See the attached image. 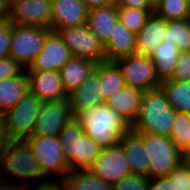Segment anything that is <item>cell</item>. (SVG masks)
<instances>
[{"label":"cell","mask_w":190,"mask_h":190,"mask_svg":"<svg viewBox=\"0 0 190 190\" xmlns=\"http://www.w3.org/2000/svg\"><path fill=\"white\" fill-rule=\"evenodd\" d=\"M76 118L85 134L102 148L119 144L121 137L132 131V125L128 120L114 112L106 102L80 112Z\"/></svg>","instance_id":"6da1fadb"},{"label":"cell","mask_w":190,"mask_h":190,"mask_svg":"<svg viewBox=\"0 0 190 190\" xmlns=\"http://www.w3.org/2000/svg\"><path fill=\"white\" fill-rule=\"evenodd\" d=\"M176 111L161 87L143 93L140 109L132 124L135 133L171 135Z\"/></svg>","instance_id":"7a4b0ae2"},{"label":"cell","mask_w":190,"mask_h":190,"mask_svg":"<svg viewBox=\"0 0 190 190\" xmlns=\"http://www.w3.org/2000/svg\"><path fill=\"white\" fill-rule=\"evenodd\" d=\"M58 137L70 171L89 169L101 153L102 147L85 134L74 116L60 130Z\"/></svg>","instance_id":"3957f363"},{"label":"cell","mask_w":190,"mask_h":190,"mask_svg":"<svg viewBox=\"0 0 190 190\" xmlns=\"http://www.w3.org/2000/svg\"><path fill=\"white\" fill-rule=\"evenodd\" d=\"M143 148L149 163V179L169 176L183 161V152L169 136L143 133Z\"/></svg>","instance_id":"277c9868"},{"label":"cell","mask_w":190,"mask_h":190,"mask_svg":"<svg viewBox=\"0 0 190 190\" xmlns=\"http://www.w3.org/2000/svg\"><path fill=\"white\" fill-rule=\"evenodd\" d=\"M1 162L8 179L11 177L18 178L17 180L23 181L25 186L47 179L25 139H17L6 150Z\"/></svg>","instance_id":"5b68a950"},{"label":"cell","mask_w":190,"mask_h":190,"mask_svg":"<svg viewBox=\"0 0 190 190\" xmlns=\"http://www.w3.org/2000/svg\"><path fill=\"white\" fill-rule=\"evenodd\" d=\"M47 179H64L70 171L58 136H30L25 139Z\"/></svg>","instance_id":"8992f818"},{"label":"cell","mask_w":190,"mask_h":190,"mask_svg":"<svg viewBox=\"0 0 190 190\" xmlns=\"http://www.w3.org/2000/svg\"><path fill=\"white\" fill-rule=\"evenodd\" d=\"M51 30L31 26L13 25L10 56L25 70L42 50L45 37Z\"/></svg>","instance_id":"52a82bcc"},{"label":"cell","mask_w":190,"mask_h":190,"mask_svg":"<svg viewBox=\"0 0 190 190\" xmlns=\"http://www.w3.org/2000/svg\"><path fill=\"white\" fill-rule=\"evenodd\" d=\"M122 72L126 86L140 89L143 92L159 88L155 63L146 55L134 53L115 61Z\"/></svg>","instance_id":"ba28073f"},{"label":"cell","mask_w":190,"mask_h":190,"mask_svg":"<svg viewBox=\"0 0 190 190\" xmlns=\"http://www.w3.org/2000/svg\"><path fill=\"white\" fill-rule=\"evenodd\" d=\"M71 51L73 57L86 58L97 64L105 60L104 45L88 25L68 27L56 31Z\"/></svg>","instance_id":"9c48e42d"},{"label":"cell","mask_w":190,"mask_h":190,"mask_svg":"<svg viewBox=\"0 0 190 190\" xmlns=\"http://www.w3.org/2000/svg\"><path fill=\"white\" fill-rule=\"evenodd\" d=\"M42 104L41 99L28 92L14 107L3 113L10 133L16 139L22 140L32 135Z\"/></svg>","instance_id":"30bf717a"},{"label":"cell","mask_w":190,"mask_h":190,"mask_svg":"<svg viewBox=\"0 0 190 190\" xmlns=\"http://www.w3.org/2000/svg\"><path fill=\"white\" fill-rule=\"evenodd\" d=\"M13 25L46 28L52 31L51 0H19L10 6L8 19Z\"/></svg>","instance_id":"8fae6325"},{"label":"cell","mask_w":190,"mask_h":190,"mask_svg":"<svg viewBox=\"0 0 190 190\" xmlns=\"http://www.w3.org/2000/svg\"><path fill=\"white\" fill-rule=\"evenodd\" d=\"M89 171L112 185L132 174L120 143L112 147L102 148L100 155L89 168Z\"/></svg>","instance_id":"7c38bea8"},{"label":"cell","mask_w":190,"mask_h":190,"mask_svg":"<svg viewBox=\"0 0 190 190\" xmlns=\"http://www.w3.org/2000/svg\"><path fill=\"white\" fill-rule=\"evenodd\" d=\"M72 117L67 99L45 101L36 118L31 136H58L60 130Z\"/></svg>","instance_id":"4fadbf2b"},{"label":"cell","mask_w":190,"mask_h":190,"mask_svg":"<svg viewBox=\"0 0 190 190\" xmlns=\"http://www.w3.org/2000/svg\"><path fill=\"white\" fill-rule=\"evenodd\" d=\"M72 57L60 35L50 31L45 37L42 50L26 72L59 71Z\"/></svg>","instance_id":"5bb4252c"},{"label":"cell","mask_w":190,"mask_h":190,"mask_svg":"<svg viewBox=\"0 0 190 190\" xmlns=\"http://www.w3.org/2000/svg\"><path fill=\"white\" fill-rule=\"evenodd\" d=\"M52 31L86 25L89 8L82 0H51Z\"/></svg>","instance_id":"9a60e30c"},{"label":"cell","mask_w":190,"mask_h":190,"mask_svg":"<svg viewBox=\"0 0 190 190\" xmlns=\"http://www.w3.org/2000/svg\"><path fill=\"white\" fill-rule=\"evenodd\" d=\"M29 92L43 102L66 99L59 71L27 72Z\"/></svg>","instance_id":"2e32d148"},{"label":"cell","mask_w":190,"mask_h":190,"mask_svg":"<svg viewBox=\"0 0 190 190\" xmlns=\"http://www.w3.org/2000/svg\"><path fill=\"white\" fill-rule=\"evenodd\" d=\"M66 99L74 117L103 103L98 74L92 72L77 89L67 94Z\"/></svg>","instance_id":"e0dca14e"},{"label":"cell","mask_w":190,"mask_h":190,"mask_svg":"<svg viewBox=\"0 0 190 190\" xmlns=\"http://www.w3.org/2000/svg\"><path fill=\"white\" fill-rule=\"evenodd\" d=\"M105 60L115 62L136 53V34L129 31L118 19L113 25L112 34L104 45Z\"/></svg>","instance_id":"ac0fdd59"},{"label":"cell","mask_w":190,"mask_h":190,"mask_svg":"<svg viewBox=\"0 0 190 190\" xmlns=\"http://www.w3.org/2000/svg\"><path fill=\"white\" fill-rule=\"evenodd\" d=\"M167 21L154 12L146 24L136 34V53L150 56L153 50L164 41Z\"/></svg>","instance_id":"d6986e66"},{"label":"cell","mask_w":190,"mask_h":190,"mask_svg":"<svg viewBox=\"0 0 190 190\" xmlns=\"http://www.w3.org/2000/svg\"><path fill=\"white\" fill-rule=\"evenodd\" d=\"M120 144L125 152L132 174L148 177L149 163L143 148V133L133 131L121 137Z\"/></svg>","instance_id":"ffe728a7"},{"label":"cell","mask_w":190,"mask_h":190,"mask_svg":"<svg viewBox=\"0 0 190 190\" xmlns=\"http://www.w3.org/2000/svg\"><path fill=\"white\" fill-rule=\"evenodd\" d=\"M97 63L72 57L60 70V77L66 95L77 89L94 72Z\"/></svg>","instance_id":"44dd1931"},{"label":"cell","mask_w":190,"mask_h":190,"mask_svg":"<svg viewBox=\"0 0 190 190\" xmlns=\"http://www.w3.org/2000/svg\"><path fill=\"white\" fill-rule=\"evenodd\" d=\"M143 93L140 89L125 86L112 95L106 103L132 125L137 118Z\"/></svg>","instance_id":"7402d4cb"},{"label":"cell","mask_w":190,"mask_h":190,"mask_svg":"<svg viewBox=\"0 0 190 190\" xmlns=\"http://www.w3.org/2000/svg\"><path fill=\"white\" fill-rule=\"evenodd\" d=\"M118 20L117 4L89 9L87 25L99 41L105 45Z\"/></svg>","instance_id":"603a6c76"},{"label":"cell","mask_w":190,"mask_h":190,"mask_svg":"<svg viewBox=\"0 0 190 190\" xmlns=\"http://www.w3.org/2000/svg\"><path fill=\"white\" fill-rule=\"evenodd\" d=\"M179 53L175 44L163 41L149 56L155 63L156 76L160 83L173 79Z\"/></svg>","instance_id":"cb8c5ba5"},{"label":"cell","mask_w":190,"mask_h":190,"mask_svg":"<svg viewBox=\"0 0 190 190\" xmlns=\"http://www.w3.org/2000/svg\"><path fill=\"white\" fill-rule=\"evenodd\" d=\"M29 92L26 70L16 77L0 80V113L14 107Z\"/></svg>","instance_id":"d4e9b609"},{"label":"cell","mask_w":190,"mask_h":190,"mask_svg":"<svg viewBox=\"0 0 190 190\" xmlns=\"http://www.w3.org/2000/svg\"><path fill=\"white\" fill-rule=\"evenodd\" d=\"M99 76V84L103 102L126 86L122 72L115 62L104 61L96 65L94 70Z\"/></svg>","instance_id":"484cf974"},{"label":"cell","mask_w":190,"mask_h":190,"mask_svg":"<svg viewBox=\"0 0 190 190\" xmlns=\"http://www.w3.org/2000/svg\"><path fill=\"white\" fill-rule=\"evenodd\" d=\"M160 87L176 112L190 114V82L167 80Z\"/></svg>","instance_id":"4316f807"},{"label":"cell","mask_w":190,"mask_h":190,"mask_svg":"<svg viewBox=\"0 0 190 190\" xmlns=\"http://www.w3.org/2000/svg\"><path fill=\"white\" fill-rule=\"evenodd\" d=\"M68 190H113V185L95 176L89 169L69 171L65 176Z\"/></svg>","instance_id":"83f0119b"},{"label":"cell","mask_w":190,"mask_h":190,"mask_svg":"<svg viewBox=\"0 0 190 190\" xmlns=\"http://www.w3.org/2000/svg\"><path fill=\"white\" fill-rule=\"evenodd\" d=\"M164 41L175 44L179 51H190V19L167 21Z\"/></svg>","instance_id":"f1b7e54d"},{"label":"cell","mask_w":190,"mask_h":190,"mask_svg":"<svg viewBox=\"0 0 190 190\" xmlns=\"http://www.w3.org/2000/svg\"><path fill=\"white\" fill-rule=\"evenodd\" d=\"M154 8H131L117 6L118 19L129 30L137 34L146 24Z\"/></svg>","instance_id":"f546056e"},{"label":"cell","mask_w":190,"mask_h":190,"mask_svg":"<svg viewBox=\"0 0 190 190\" xmlns=\"http://www.w3.org/2000/svg\"><path fill=\"white\" fill-rule=\"evenodd\" d=\"M153 12L166 21L190 19V4L186 0H161Z\"/></svg>","instance_id":"4dcf8cb0"},{"label":"cell","mask_w":190,"mask_h":190,"mask_svg":"<svg viewBox=\"0 0 190 190\" xmlns=\"http://www.w3.org/2000/svg\"><path fill=\"white\" fill-rule=\"evenodd\" d=\"M170 138L182 152L190 145L189 113L176 112Z\"/></svg>","instance_id":"1f68e13d"},{"label":"cell","mask_w":190,"mask_h":190,"mask_svg":"<svg viewBox=\"0 0 190 190\" xmlns=\"http://www.w3.org/2000/svg\"><path fill=\"white\" fill-rule=\"evenodd\" d=\"M149 180L147 176L131 174L113 184V190H147Z\"/></svg>","instance_id":"d6a6232c"},{"label":"cell","mask_w":190,"mask_h":190,"mask_svg":"<svg viewBox=\"0 0 190 190\" xmlns=\"http://www.w3.org/2000/svg\"><path fill=\"white\" fill-rule=\"evenodd\" d=\"M174 181V190H190V165L182 161L169 174Z\"/></svg>","instance_id":"836d02e7"},{"label":"cell","mask_w":190,"mask_h":190,"mask_svg":"<svg viewBox=\"0 0 190 190\" xmlns=\"http://www.w3.org/2000/svg\"><path fill=\"white\" fill-rule=\"evenodd\" d=\"M173 79L190 82V51H181L179 53Z\"/></svg>","instance_id":"e575fe53"},{"label":"cell","mask_w":190,"mask_h":190,"mask_svg":"<svg viewBox=\"0 0 190 190\" xmlns=\"http://www.w3.org/2000/svg\"><path fill=\"white\" fill-rule=\"evenodd\" d=\"M13 24L6 21L0 22V59L10 56Z\"/></svg>","instance_id":"d590c367"},{"label":"cell","mask_w":190,"mask_h":190,"mask_svg":"<svg viewBox=\"0 0 190 190\" xmlns=\"http://www.w3.org/2000/svg\"><path fill=\"white\" fill-rule=\"evenodd\" d=\"M25 69L11 57L0 59V80L16 77Z\"/></svg>","instance_id":"8d00e7d4"},{"label":"cell","mask_w":190,"mask_h":190,"mask_svg":"<svg viewBox=\"0 0 190 190\" xmlns=\"http://www.w3.org/2000/svg\"><path fill=\"white\" fill-rule=\"evenodd\" d=\"M17 139L10 133L9 126L6 123V119L2 113H0V161L6 152V150Z\"/></svg>","instance_id":"74e56055"},{"label":"cell","mask_w":190,"mask_h":190,"mask_svg":"<svg viewBox=\"0 0 190 190\" xmlns=\"http://www.w3.org/2000/svg\"><path fill=\"white\" fill-rule=\"evenodd\" d=\"M24 190H68L64 179H46L25 186Z\"/></svg>","instance_id":"f35d334b"},{"label":"cell","mask_w":190,"mask_h":190,"mask_svg":"<svg viewBox=\"0 0 190 190\" xmlns=\"http://www.w3.org/2000/svg\"><path fill=\"white\" fill-rule=\"evenodd\" d=\"M147 190H174V181L169 176L153 178L149 180Z\"/></svg>","instance_id":"ab89813d"},{"label":"cell","mask_w":190,"mask_h":190,"mask_svg":"<svg viewBox=\"0 0 190 190\" xmlns=\"http://www.w3.org/2000/svg\"><path fill=\"white\" fill-rule=\"evenodd\" d=\"M117 6L131 8H153L149 0H117Z\"/></svg>","instance_id":"60d3db41"},{"label":"cell","mask_w":190,"mask_h":190,"mask_svg":"<svg viewBox=\"0 0 190 190\" xmlns=\"http://www.w3.org/2000/svg\"><path fill=\"white\" fill-rule=\"evenodd\" d=\"M89 9L117 4V0H82Z\"/></svg>","instance_id":"b9f144b4"},{"label":"cell","mask_w":190,"mask_h":190,"mask_svg":"<svg viewBox=\"0 0 190 190\" xmlns=\"http://www.w3.org/2000/svg\"><path fill=\"white\" fill-rule=\"evenodd\" d=\"M11 180V181H10ZM8 179L6 180L4 183L0 184V190H24L25 189V185L23 184V182H15L13 183L12 180L14 179Z\"/></svg>","instance_id":"7bdbcfd3"},{"label":"cell","mask_w":190,"mask_h":190,"mask_svg":"<svg viewBox=\"0 0 190 190\" xmlns=\"http://www.w3.org/2000/svg\"><path fill=\"white\" fill-rule=\"evenodd\" d=\"M9 16L10 6L4 0H0V22L8 20Z\"/></svg>","instance_id":"ee69618b"},{"label":"cell","mask_w":190,"mask_h":190,"mask_svg":"<svg viewBox=\"0 0 190 190\" xmlns=\"http://www.w3.org/2000/svg\"><path fill=\"white\" fill-rule=\"evenodd\" d=\"M183 161L190 165V145L183 151Z\"/></svg>","instance_id":"f6af8a7d"},{"label":"cell","mask_w":190,"mask_h":190,"mask_svg":"<svg viewBox=\"0 0 190 190\" xmlns=\"http://www.w3.org/2000/svg\"><path fill=\"white\" fill-rule=\"evenodd\" d=\"M8 180L7 174L3 168L2 162L0 161V184Z\"/></svg>","instance_id":"bcb514c9"},{"label":"cell","mask_w":190,"mask_h":190,"mask_svg":"<svg viewBox=\"0 0 190 190\" xmlns=\"http://www.w3.org/2000/svg\"><path fill=\"white\" fill-rule=\"evenodd\" d=\"M161 0H149L151 6L154 8Z\"/></svg>","instance_id":"7dc6e473"},{"label":"cell","mask_w":190,"mask_h":190,"mask_svg":"<svg viewBox=\"0 0 190 190\" xmlns=\"http://www.w3.org/2000/svg\"><path fill=\"white\" fill-rule=\"evenodd\" d=\"M9 6H11L14 2L19 0H4Z\"/></svg>","instance_id":"c3c4849f"}]
</instances>
